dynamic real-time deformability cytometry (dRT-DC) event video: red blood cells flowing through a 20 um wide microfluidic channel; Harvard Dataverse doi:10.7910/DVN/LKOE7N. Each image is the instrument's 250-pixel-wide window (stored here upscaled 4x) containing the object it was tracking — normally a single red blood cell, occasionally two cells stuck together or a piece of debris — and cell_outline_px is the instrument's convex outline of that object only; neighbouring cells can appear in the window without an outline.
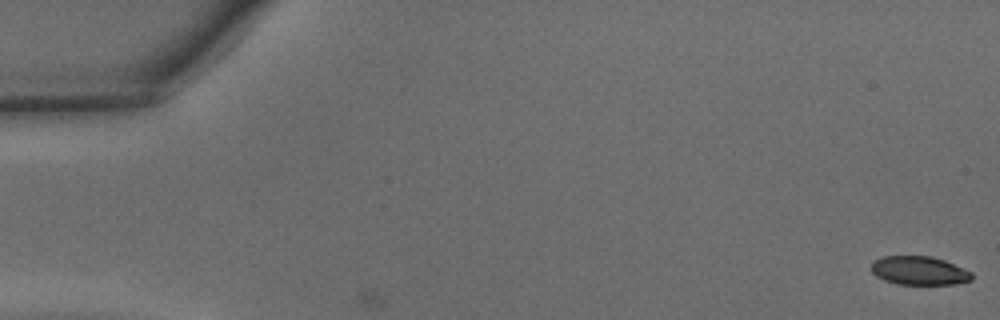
{"species": "common noctule bat (a hibernating species)", "species_latin": "Nyctalus noctula", "temperature_condition": "warm", "stored_images_in_passage": 2, "camera_frame_rate_fps": 3000, "um_per_image_px": 0.085, "animal": {"sex": "male", "body_mass_g": 15.6}, "frame": {"image": 1, "passage_image": 1, "time_ms": 0.0, "image_size_px": [1000, 320], "cell_outline_px": [[972, 280], [956, 284], [896, 284], [884, 280], [876, 276], [872, 272], [872, 260], [884, 256], [932, 256], [944, 260], [964, 268], [972, 272]], "centroid_in_image_um": [78.13, 23.0], "position_along_channel_um": 6.9, "area_um2": 16.88}}